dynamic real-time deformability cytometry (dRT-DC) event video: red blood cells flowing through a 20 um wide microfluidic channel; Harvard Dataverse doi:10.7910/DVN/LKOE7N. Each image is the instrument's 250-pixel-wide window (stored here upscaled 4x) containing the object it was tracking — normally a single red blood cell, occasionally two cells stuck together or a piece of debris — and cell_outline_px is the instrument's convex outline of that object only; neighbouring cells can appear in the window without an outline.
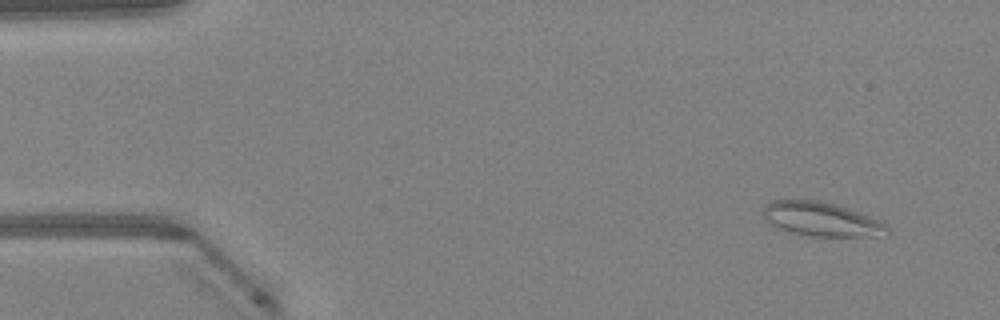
{"species": "Egyptian fruit bat (a non-hibernating species)", "species_latin": "Rousettus aegyptiacus", "temperature_condition": "warm", "stored_images_in_passage": 48, "camera_frame_rate_fps": 3000, "um_per_image_px": 0.085, "animal": {"sex": "female"}, "frame": {"image": 1, "passage_image": 4, "time_ms": 1.0, "image_size_px": [1000, 320], "cell_outline_px": [[888, 236], [812, 236], [792, 232], [780, 228], [772, 224], [764, 216], [764, 208], [772, 200], [820, 200], [836, 204], [848, 208], [880, 220], [888, 224]], "centroid_in_image_um": [69.9, 18.63], "position_along_channel_um": 15.1, "area_um2": 24.45}}
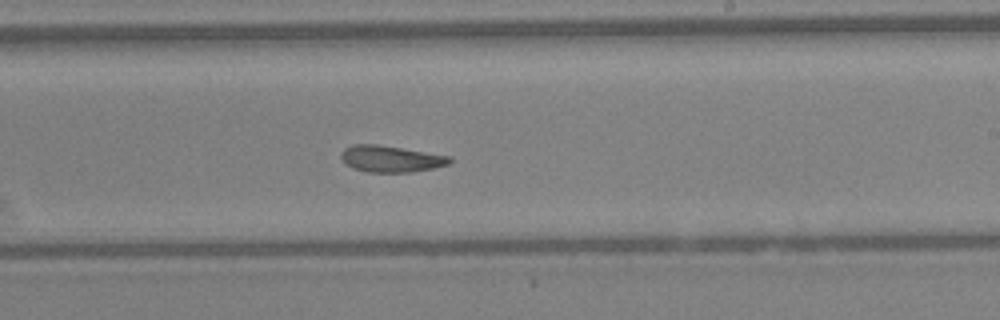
{"frame": {"image": 2, "passage_image": 29, "time_ms": 9.333, "image_size_px": [1000, 320], "cell_outline_px": [[452, 160], [448, 164], [432, 168], [412, 172], [368, 172], [352, 168], [344, 164], [340, 156], [340, 152], [344, 148], [352, 144], [376, 144], [452, 156]], "centroid_in_image_um": [33.17, 13.5], "position_along_channel_um": 255.8, "area_um2": 16.88}}
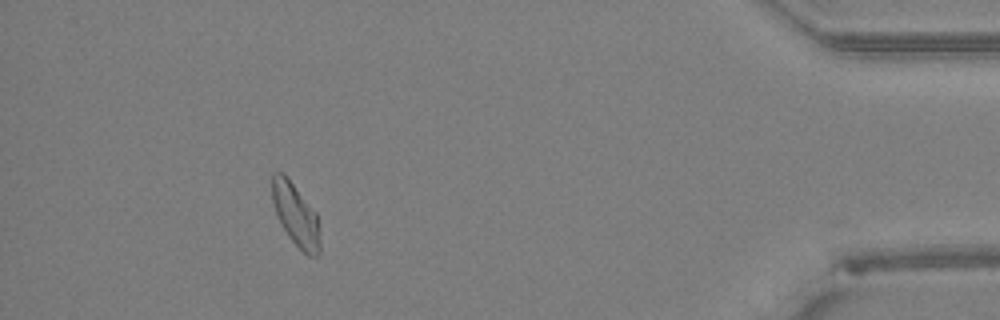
{"frame": {"image": 3, "passage_image": 44, "time_ms": 14.333, "image_size_px": [1000, 320], "cell_outline_px": [[320, 252], [316, 256], [308, 256], [288, 236], [276, 212], [272, 200], [272, 176], [276, 172], [284, 172], [316, 212], [320, 244]], "centroid_in_image_um": [25.14, 18.23], "position_along_channel_um": 410.1, "area_um2": 17.11}, "authors_computed_cell_mechanics": {"area_um2": 17.629, "velocity_mm_per_s": 4.2258, "shape_relaxation_time_tau1_ms": null, "shape_relaxation_time_tau2_ms": 4.7239, "deformation_change_tau1": null, "deformation_change_tau2": 0.1211}}